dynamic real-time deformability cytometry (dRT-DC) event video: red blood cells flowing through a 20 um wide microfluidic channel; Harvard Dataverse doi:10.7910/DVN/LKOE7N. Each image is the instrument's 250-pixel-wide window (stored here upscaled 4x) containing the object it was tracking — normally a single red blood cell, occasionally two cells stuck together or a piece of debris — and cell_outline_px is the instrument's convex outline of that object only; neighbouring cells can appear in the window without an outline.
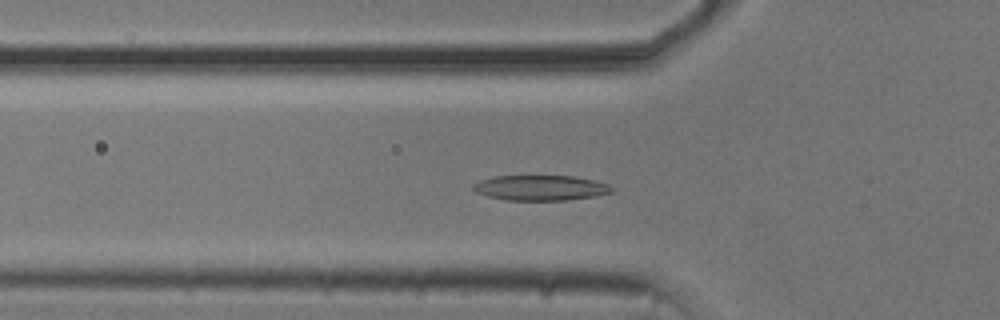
{"species": "common noctule bat (a hibernating species)", "species_latin": "Nyctalus noctula", "temperature_condition": "cold", "stored_images_in_passage": 42, "camera_frame_rate_fps": 3000, "um_per_image_px": 0.085, "animal": {"sex": "male", "body_mass_g": 20.5, "forearm_length_mm": 52.5}, "frame": {"image": 1, "passage_image": 14, "time_ms": 4.333, "image_size_px": [1000, 320], "cell_outline_px": [[616, 188], [612, 192], [596, 196], [568, 200], [504, 200], [488, 196], [476, 192], [472, 188], [472, 184], [480, 180], [496, 176], [572, 176], [592, 180], [608, 184]], "centroid_in_image_um": [45.95, 15.97], "position_along_channel_um": 79.8, "area_um2": 20.4}}
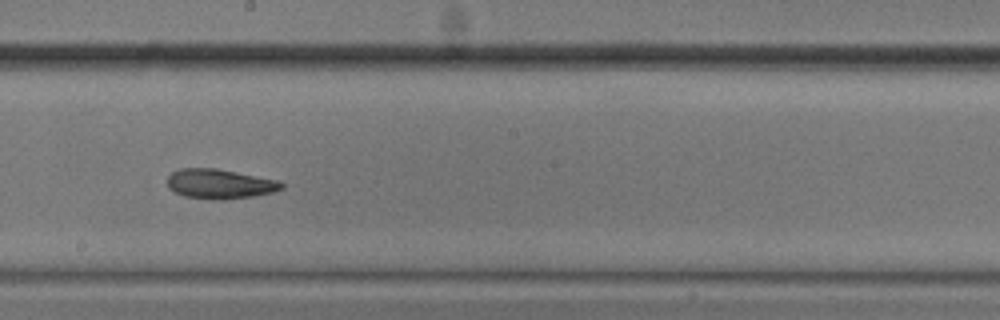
{"frame": {"image": 2, "passage_image": 26, "time_ms": 8.333, "image_size_px": [1000, 320], "cell_outline_px": [[284, 188], [272, 192], [252, 196], [220, 200], [184, 196], [168, 188], [168, 176], [172, 172], [180, 168], [216, 168], [280, 180], [284, 184]], "centroid_in_image_um": [18.7, 15.62], "position_along_channel_um": 229.5, "area_um2": 19.71}}
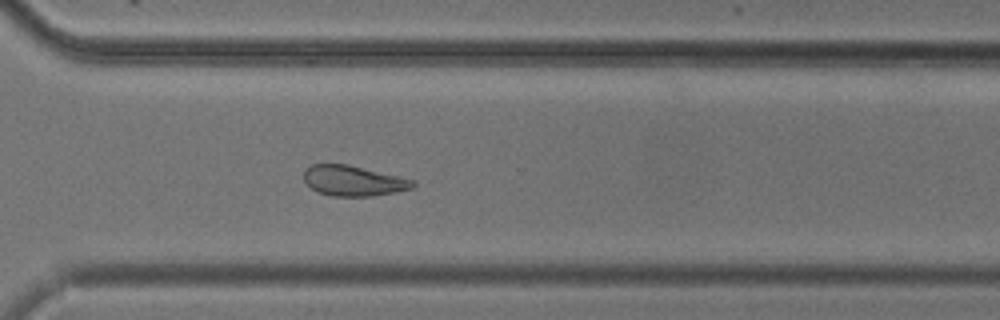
{"frame": {"image": 3, "passage_image": 35, "time_ms": 11.333, "image_size_px": [1000, 320], "cell_outline_px": [[416, 184], [412, 188], [396, 192], [372, 196], [332, 196], [316, 192], [304, 184], [304, 168], [312, 164], [348, 164], [416, 180]], "centroid_in_image_um": [30.01, 15.36], "position_along_channel_um": 340.6, "area_um2": 19.59}, "authors_computed_cell_mechanics": {"area_um2": 20.4901, "velocity_mm_per_s": 3.719, "shape_relaxation_time_tau1_ms": 7.2483, "shape_relaxation_time_tau2_ms": 5.1463, "deformation_change_tau1": 0.1684, "deformation_change_tau2": 0.1194}}